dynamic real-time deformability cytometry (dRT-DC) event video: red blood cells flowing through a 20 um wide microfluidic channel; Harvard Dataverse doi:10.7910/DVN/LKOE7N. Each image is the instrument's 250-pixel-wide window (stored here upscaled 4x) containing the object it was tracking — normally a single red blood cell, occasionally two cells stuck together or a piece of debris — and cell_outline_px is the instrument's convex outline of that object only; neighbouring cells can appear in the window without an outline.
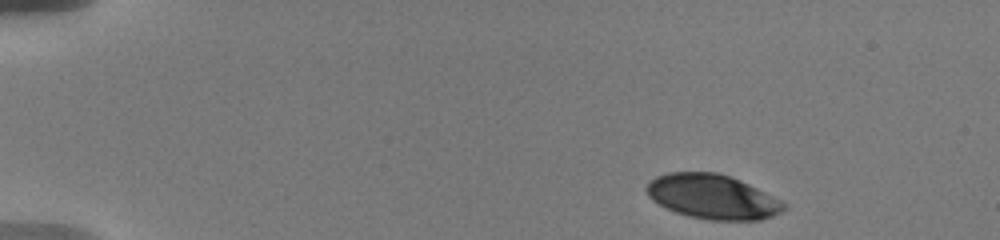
{"species": "human", "species_latin": "Homo sapiens", "temperature_condition": "warm", "stored_images_in_passage": 11, "camera_frame_rate_fps": 3000, "um_per_image_px": 0.085, "donor": {"sex": "male"}, "frame": {"image": 1, "passage_image": 1, "time_ms": 0.0, "image_size_px": [1000, 240], "cell_outline_px": [[788, 208], [772, 216], [760, 220], [708, 220], [688, 216], [676, 212], [652, 200], [648, 196], [644, 188], [656, 176], [668, 172], [716, 172], [732, 176], [788, 204]], "centroid_in_image_um": [60.56, 16.72], "position_along_channel_um": 24.4, "area_um2": 35.6}}
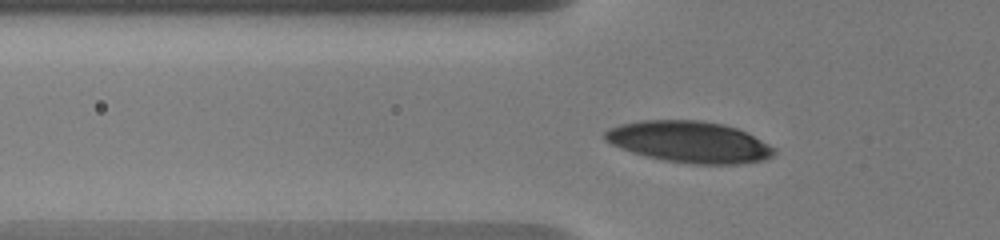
{"frame": {"image": 2, "passage_image": 10, "time_ms": 4.0, "image_size_px": [1000, 240], "cell_outline_px": [[776, 152], [772, 156], [764, 160], [740, 164], [696, 164], [664, 160], [632, 152], [612, 144], [604, 140], [604, 132], [608, 128], [620, 124], [640, 120], [700, 120], [724, 124], [748, 132], [776, 148]], "centroid_in_image_um": [58.62, 12.05], "position_along_channel_um": 67.2, "area_um2": 40.92}}